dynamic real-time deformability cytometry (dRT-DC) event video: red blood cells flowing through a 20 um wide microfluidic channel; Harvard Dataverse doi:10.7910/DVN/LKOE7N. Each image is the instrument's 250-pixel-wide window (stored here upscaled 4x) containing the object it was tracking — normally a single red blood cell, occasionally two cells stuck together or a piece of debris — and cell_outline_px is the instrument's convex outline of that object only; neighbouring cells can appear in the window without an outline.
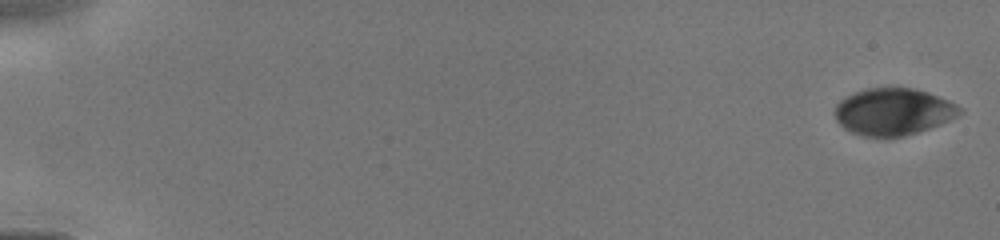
{"species": "human", "species_latin": "Homo sapiens", "temperature_condition": "cold", "stored_images_in_passage": 41, "camera_frame_rate_fps": 3000, "um_per_image_px": 0.085, "donor": {"sex": "male"}, "frame": {"image": 1, "passage_image": 1, "time_ms": 0.0, "image_size_px": [1000, 240], "cell_outline_px": [[964, 112], [940, 124], [904, 136], [864, 136], [852, 132], [844, 128], [836, 120], [836, 104], [844, 96], [868, 88], [912, 88], [928, 92], [948, 100], [964, 108]], "centroid_in_image_um": [75.94, 9.48], "position_along_channel_um": 9.1, "area_um2": 33.87}}
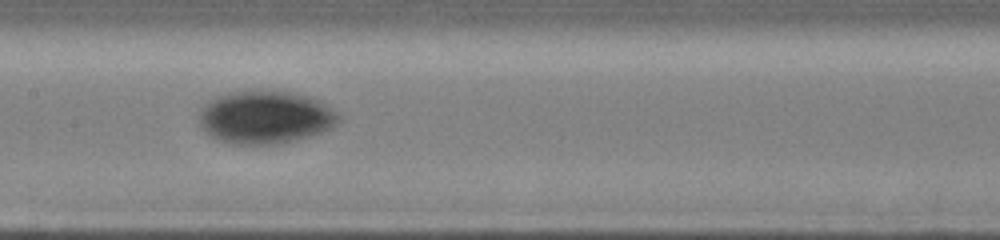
{"frame": {"image": 2, "passage_image": 20, "time_ms": 8.0, "image_size_px": [1000, 240], "cell_outline_px": [[340, 120], [336, 124], [320, 132], [296, 140], [280, 144], [232, 144], [220, 140], [212, 136], [200, 124], [196, 116], [200, 108], [208, 100], [224, 92], [252, 88], [292, 92], [308, 96], [320, 100], [336, 112], [340, 116]], "centroid_in_image_um": [22.5, 9.92], "position_along_channel_um": 184.9, "area_um2": 43.81}}
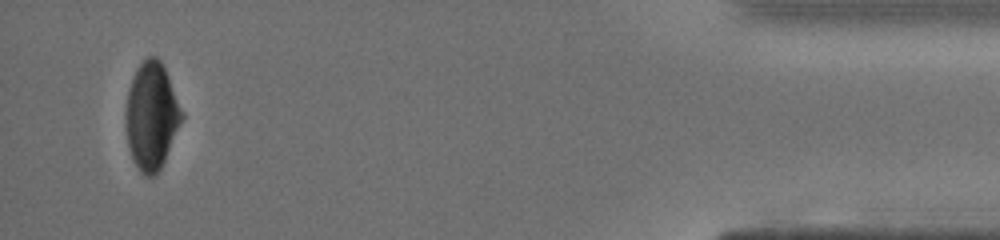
{"frame": {"image": 3, "passage_image": 40, "time_ms": 14.667, "image_size_px": [1000, 240], "cell_outline_px": [[184, 116], [164, 160], [156, 176], [144, 176], [140, 172], [132, 160], [128, 144], [124, 124], [124, 116], [128, 92], [136, 68], [148, 56], [156, 56], [160, 60], [164, 68], [184, 112]], "centroid_in_image_um": [12.86, 9.87], "position_along_channel_um": 422.3, "area_um2": 35.03}}